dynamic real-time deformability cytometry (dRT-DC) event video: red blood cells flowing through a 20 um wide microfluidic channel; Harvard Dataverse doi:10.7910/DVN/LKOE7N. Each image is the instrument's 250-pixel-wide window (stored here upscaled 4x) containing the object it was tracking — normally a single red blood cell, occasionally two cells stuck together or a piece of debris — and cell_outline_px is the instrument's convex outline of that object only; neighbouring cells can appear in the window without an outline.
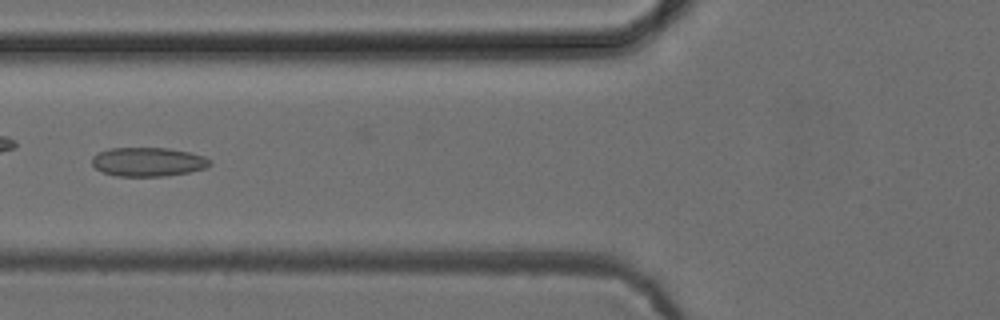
{"species": "common noctule bat (a hibernating species)", "species_latin": "Nyctalus noctula", "temperature_condition": "cold", "stored_images_in_passage": 35, "camera_frame_rate_fps": 3000, "um_per_image_px": 0.085, "animal": {"sex": "female", "body_mass_g": 24.6, "forearm_length_mm": 56.2}, "frame": {"image": 1, "passage_image": 8, "time_ms": 2.333, "image_size_px": [1000, 320], "cell_outline_px": [[212, 164], [204, 168], [188, 172], [164, 176], [116, 176], [104, 172], [96, 168], [92, 164], [92, 156], [96, 152], [108, 148], [168, 148], [188, 152], [204, 156], [212, 160]], "centroid_in_image_um": [12.56, 13.75], "position_along_channel_um": 113.2, "area_um2": 19.94}}
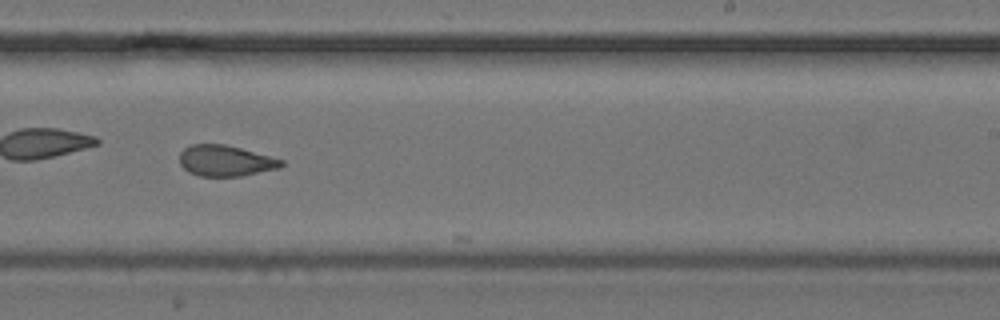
{"frame": {"image": 2, "passage_image": 20, "time_ms": 6.333, "image_size_px": [1000, 320], "cell_outline_px": [[284, 164], [280, 168], [240, 176], [200, 176], [188, 172], [180, 164], [180, 152], [184, 148], [192, 144], [224, 144], [240, 148], [284, 160]], "centroid_in_image_um": [19.16, 13.66], "position_along_channel_um": 269.8, "area_um2": 18.26}}